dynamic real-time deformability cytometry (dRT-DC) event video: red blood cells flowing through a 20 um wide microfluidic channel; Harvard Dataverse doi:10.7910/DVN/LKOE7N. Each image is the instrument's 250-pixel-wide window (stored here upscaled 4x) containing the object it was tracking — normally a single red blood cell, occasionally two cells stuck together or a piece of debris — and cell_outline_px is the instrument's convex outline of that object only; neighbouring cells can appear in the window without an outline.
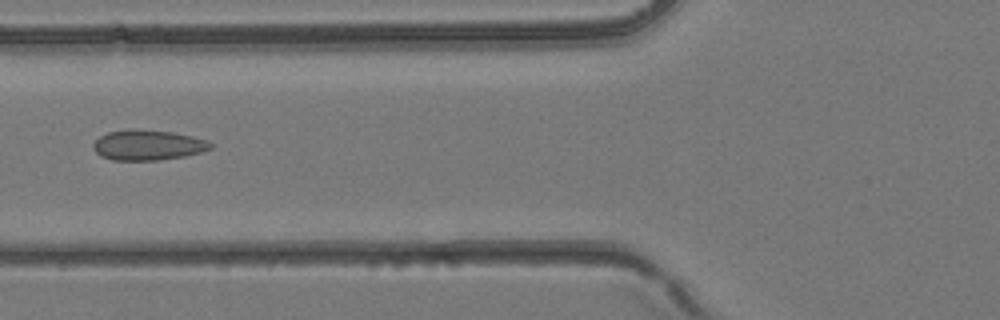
{"species": "common noctule bat (a hibernating species)", "species_latin": "Nyctalus noctula", "temperature_condition": "room temperature", "stored_images_in_passage": 4, "camera_frame_rate_fps": 3000, "um_per_image_px": 0.085, "animal": {"sex": "female", "body_mass_g": 24.6, "forearm_length_mm": 56.2}, "frame": {"image": 1, "passage_image": 4, "time_ms": 1.0, "image_size_px": [1000, 320], "cell_outline_px": [[212, 148], [200, 152], [184, 156], [156, 160], [112, 160], [100, 156], [92, 148], [92, 144], [100, 136], [108, 132], [128, 128], [132, 128], [172, 132], [192, 136], [208, 140], [212, 144]], "centroid_in_image_um": [12.54, 12.32], "position_along_channel_um": 113.3, "area_um2": 20.81}}